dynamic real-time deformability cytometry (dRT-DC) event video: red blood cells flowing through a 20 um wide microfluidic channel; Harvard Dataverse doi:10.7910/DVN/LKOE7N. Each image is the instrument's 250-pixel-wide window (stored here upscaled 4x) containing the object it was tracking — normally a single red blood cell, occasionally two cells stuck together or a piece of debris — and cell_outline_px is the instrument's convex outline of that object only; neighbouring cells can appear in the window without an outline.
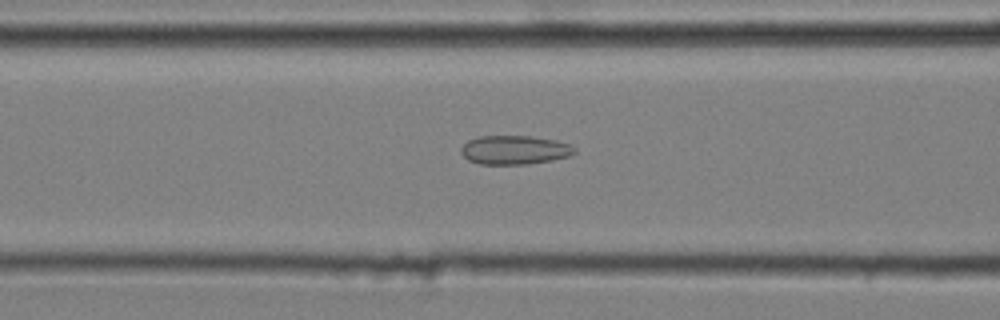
{"species": "common noctule bat (a hibernating species)", "species_latin": "Nyctalus noctula", "temperature_condition": "cold", "stored_images_in_passage": 46, "camera_frame_rate_fps": 3000, "um_per_image_px": 0.085, "animal": {"sex": "male", "body_mass_g": 20.4}, "frame": {"image": 1, "passage_image": 21, "time_ms": 6.667, "image_size_px": [1000, 320], "cell_outline_px": [[576, 152], [568, 156], [552, 160], [528, 164], [480, 164], [468, 160], [460, 152], [460, 148], [468, 140], [480, 136], [532, 136], [556, 140], [568, 144], [576, 148]], "centroid_in_image_um": [43.73, 12.74], "position_along_channel_um": 122.9, "area_um2": 19.13}}
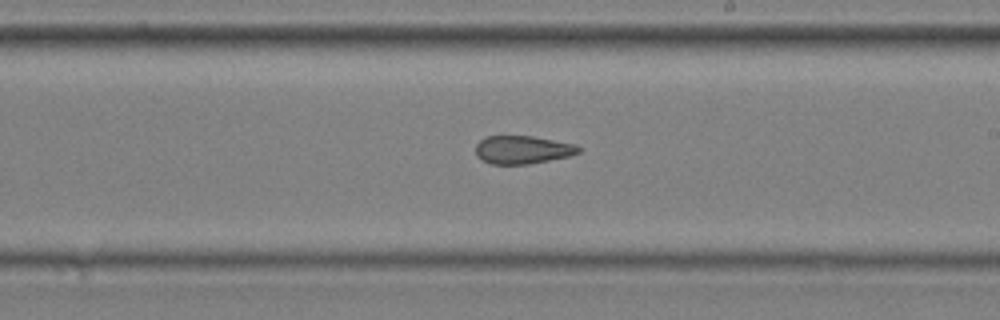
{"frame": {"image": 2, "passage_image": 31, "time_ms": 10.0, "image_size_px": [1000, 320], "cell_outline_px": [[580, 152], [572, 156], [528, 164], [492, 164], [480, 160], [476, 156], [476, 144], [484, 136], [532, 136], [576, 144], [580, 148]], "centroid_in_image_um": [44.41, 12.73], "position_along_channel_um": 244.6, "area_um2": 17.05}}
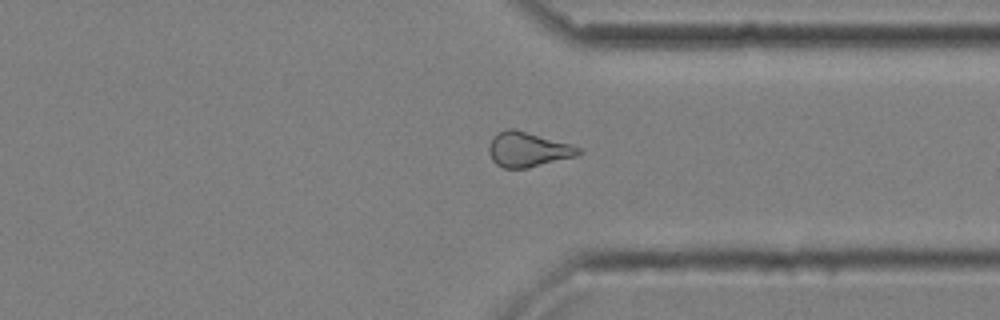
{"frame": {"image": 3, "passage_image": 41, "time_ms": 13.333, "image_size_px": [1000, 320], "cell_outline_px": [[584, 152], [576, 156], [528, 168], [504, 168], [496, 164], [492, 160], [488, 152], [488, 144], [492, 136], [496, 132], [504, 128], [512, 128], [572, 144], [580, 148]], "centroid_in_image_um": [44.84, 12.69], "position_along_channel_um": 366.6, "area_um2": 18.44}}